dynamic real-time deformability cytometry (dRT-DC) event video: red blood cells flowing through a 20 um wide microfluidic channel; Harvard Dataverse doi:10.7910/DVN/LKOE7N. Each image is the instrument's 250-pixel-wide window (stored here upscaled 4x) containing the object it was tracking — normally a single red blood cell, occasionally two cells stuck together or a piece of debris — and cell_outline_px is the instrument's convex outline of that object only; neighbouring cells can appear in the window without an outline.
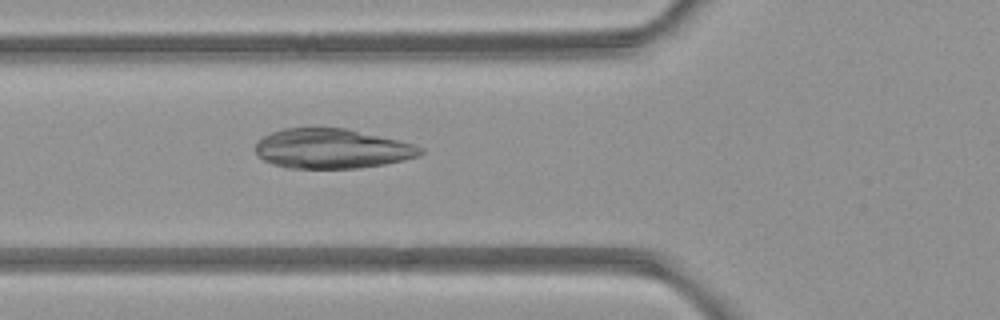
{"species": "common noctule bat (a hibernating species)", "species_latin": "Nyctalus noctula", "temperature_condition": "room temperature", "stored_images_in_passage": 5, "camera_frame_rate_fps": 3000, "um_per_image_px": 0.085, "animal": {"sex": "female", "body_mass_g": 21.9}, "frame": {"image": 1, "passage_image": 5, "time_ms": 4.667, "image_size_px": [1000, 320], "cell_outline_px": [[424, 152], [416, 156], [404, 160], [384, 164], [360, 168], [288, 168], [272, 164], [264, 160], [256, 152], [256, 144], [264, 136], [272, 132], [284, 128], [344, 128], [396, 140], [412, 144], [424, 148]], "centroid_in_image_um": [28.2, 12.64], "position_along_channel_um": 97.6, "area_um2": 37.74}}